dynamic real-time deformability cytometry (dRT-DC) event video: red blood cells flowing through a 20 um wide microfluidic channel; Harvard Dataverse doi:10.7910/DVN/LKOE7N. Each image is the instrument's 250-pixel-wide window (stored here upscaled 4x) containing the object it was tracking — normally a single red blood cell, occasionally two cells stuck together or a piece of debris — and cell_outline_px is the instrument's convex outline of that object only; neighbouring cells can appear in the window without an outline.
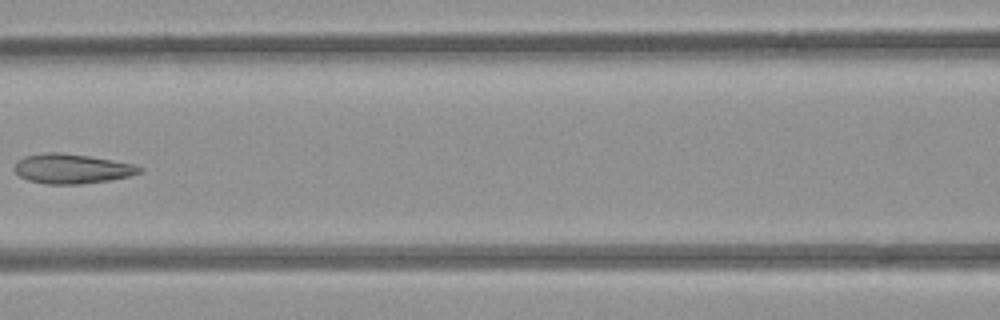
{"species": "common noctule bat (a hibernating species)", "species_latin": "Nyctalus noctula", "temperature_condition": "room temperature", "stored_images_in_passage": 7, "camera_frame_rate_fps": 3000, "um_per_image_px": 0.085, "animal": {"sex": "female", "body_mass_g": 21.9}, "frame": {"image": 1, "passage_image": 7, "time_ms": 7.0, "image_size_px": [1000, 320], "cell_outline_px": [[144, 168], [140, 172], [128, 176], [112, 180], [80, 184], [48, 184], [28, 180], [20, 176], [12, 168], [16, 160], [24, 156], [44, 152], [60, 152], [88, 156], [112, 160], [132, 164]], "centroid_in_image_um": [6.05, 14.33], "position_along_channel_um": 160.5, "area_um2": 21.68}}